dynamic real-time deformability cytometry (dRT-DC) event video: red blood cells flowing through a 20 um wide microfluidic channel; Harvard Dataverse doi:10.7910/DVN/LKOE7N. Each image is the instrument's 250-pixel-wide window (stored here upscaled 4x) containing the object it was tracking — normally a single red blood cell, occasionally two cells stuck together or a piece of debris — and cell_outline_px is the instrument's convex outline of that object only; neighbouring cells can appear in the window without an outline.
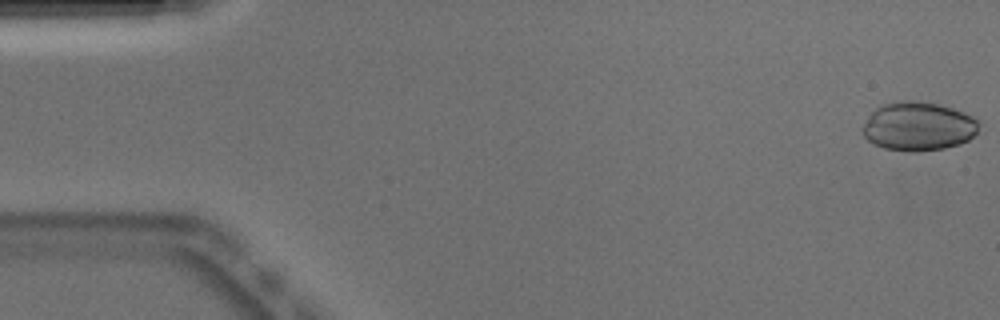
{"species": "Egyptian fruit bat (a non-hibernating species)", "species_latin": "Rousettus aegyptiacus", "temperature_condition": "warm", "stored_images_in_passage": 51, "camera_frame_rate_fps": 3000, "um_per_image_px": 0.085, "animal": {"sex": "male"}, "frame": {"image": 1, "passage_image": 1, "time_ms": 0.0, "image_size_px": [1000, 320], "cell_outline_px": [[980, 120], [976, 132], [968, 140], [960, 144], [944, 148], [920, 152], [908, 152], [884, 148], [868, 140], [864, 136], [864, 124], [868, 116], [880, 104], [900, 100], [916, 100], [940, 104], [964, 112]], "centroid_in_image_um": [78.07, 10.73], "position_along_channel_um": 6.9, "area_um2": 33.29}}
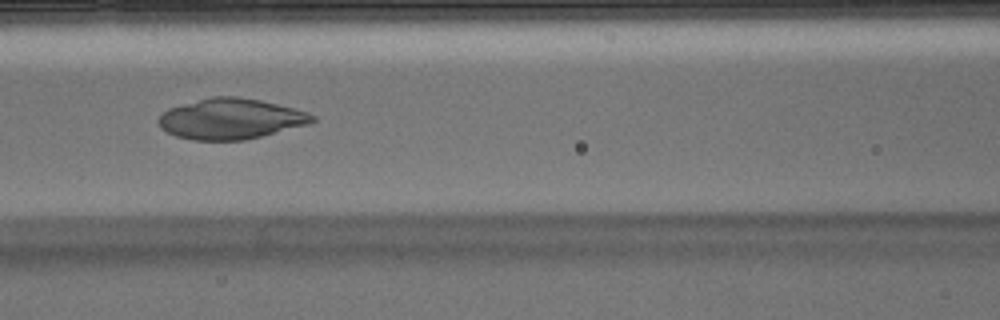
{"frame": {"image": 2, "passage_image": 22, "time_ms": 7.0, "image_size_px": [1000, 320], "cell_outline_px": [[316, 120], [308, 124], [244, 140], [192, 140], [176, 136], [160, 128], [160, 116], [168, 108], [212, 96], [240, 96], [260, 100], [308, 112], [316, 116]], "centroid_in_image_um": [19.61, 10.09], "position_along_channel_um": 147.0, "area_um2": 36.07}}
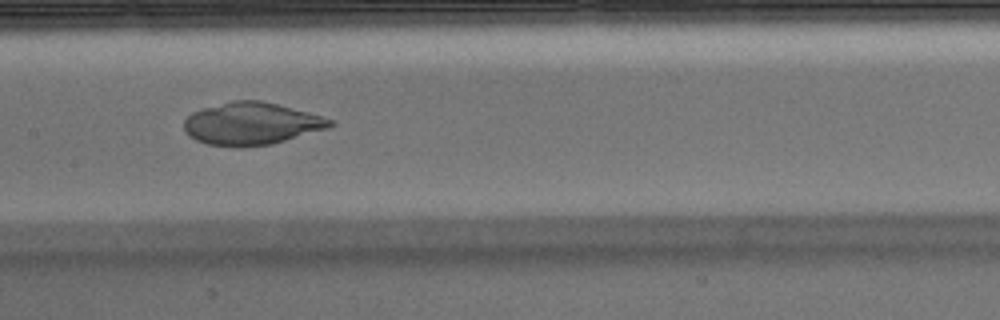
{"frame": {"image": 3, "passage_image": 25, "time_ms": 8.0, "image_size_px": [1000, 320], "cell_outline_px": [[336, 124], [328, 128], [272, 144], [244, 148], [232, 148], [208, 144], [196, 140], [188, 136], [184, 132], [184, 120], [192, 112], [200, 108], [232, 100], [260, 100], [308, 112], [332, 120]], "centroid_in_image_um": [21.32, 10.53], "position_along_channel_um": 186.1, "area_um2": 36.41}}